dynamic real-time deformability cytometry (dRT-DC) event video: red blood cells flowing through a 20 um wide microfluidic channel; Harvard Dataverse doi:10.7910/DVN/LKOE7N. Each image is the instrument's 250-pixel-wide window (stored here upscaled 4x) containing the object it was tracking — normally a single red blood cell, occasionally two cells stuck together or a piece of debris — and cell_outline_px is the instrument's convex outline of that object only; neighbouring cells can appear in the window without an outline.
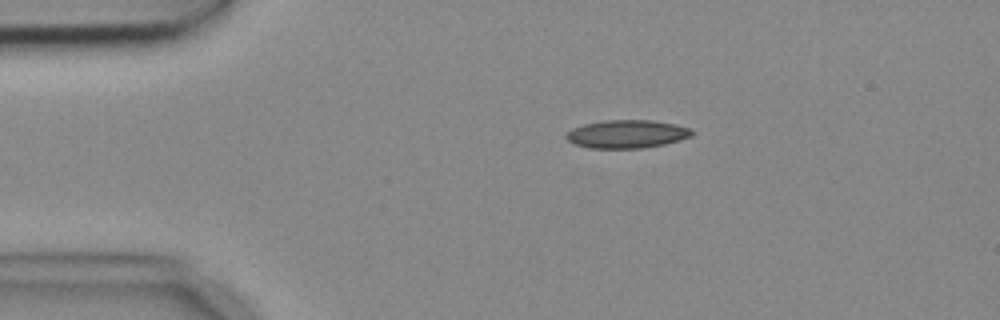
{"species": "common noctule bat (a hibernating species)", "species_latin": "Nyctalus noctula", "temperature_condition": "cold", "stored_images_in_passage": 5, "camera_frame_rate_fps": 3000, "um_per_image_px": 0.085, "animal": {"sex": "female", "body_mass_g": 18.4}, "frame": {"image": 1, "passage_image": 3, "time_ms": 0.667, "image_size_px": [1000, 320], "cell_outline_px": [[692, 136], [680, 140], [664, 144], [640, 148], [588, 148], [572, 144], [564, 136], [572, 128], [584, 124], [604, 120], [652, 120], [676, 124], [692, 128]], "centroid_in_image_um": [53.27, 11.39], "position_along_channel_um": 31.7, "area_um2": 20.75}}
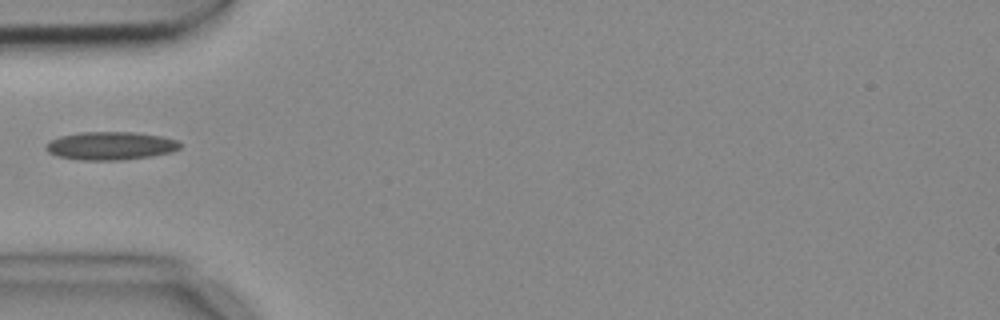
{"frame": {"image": 2, "passage_image": 5, "time_ms": 1.333, "image_size_px": [1000, 320], "cell_outline_px": [[184, 144], [180, 148], [172, 152], [148, 156], [120, 160], [80, 160], [56, 156], [48, 152], [44, 148], [52, 140], [60, 136], [80, 132], [136, 132], [160, 136], [176, 140]], "centroid_in_image_um": [9.41, 12.39], "position_along_channel_um": 75.6, "area_um2": 21.96}}